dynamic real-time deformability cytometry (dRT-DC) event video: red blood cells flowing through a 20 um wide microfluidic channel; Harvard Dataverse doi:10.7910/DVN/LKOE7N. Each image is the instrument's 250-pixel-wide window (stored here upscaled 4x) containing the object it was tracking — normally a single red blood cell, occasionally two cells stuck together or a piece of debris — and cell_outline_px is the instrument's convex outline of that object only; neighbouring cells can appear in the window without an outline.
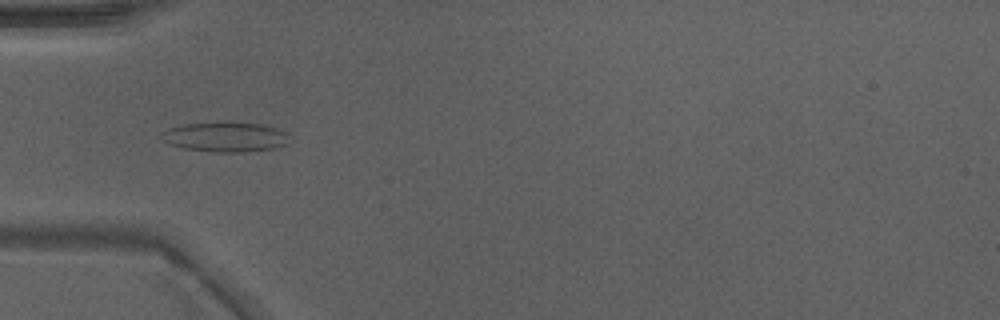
{"species": "Egyptian fruit bat (a non-hibernating species)", "species_latin": "Rousettus aegyptiacus", "temperature_condition": "warm", "stored_images_in_passage": 38, "camera_frame_rate_fps": 3000, "um_per_image_px": 0.085, "animal": {"sex": "male"}, "frame": {"image": 1, "passage_image": 6, "time_ms": 1.667, "image_size_px": [1000, 320], "cell_outline_px": [[288, 144], [272, 148], [244, 152], [212, 152], [184, 148], [172, 144], [156, 136], [160, 132], [168, 128], [180, 124], [260, 124], [288, 132]], "centroid_in_image_um": [19.11, 11.67], "position_along_channel_um": 65.9, "area_um2": 21.68}}
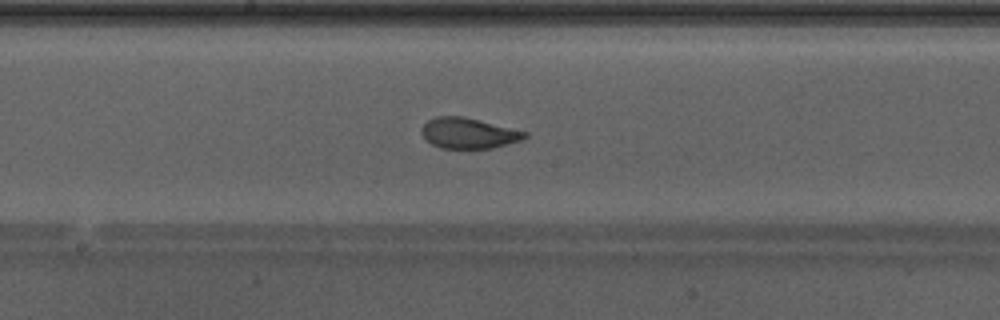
{"frame": {"image": 2, "passage_image": 16, "time_ms": 5.0, "image_size_px": [1000, 320], "cell_outline_px": [[528, 136], [520, 140], [492, 148], [440, 148], [432, 144], [420, 132], [424, 124], [428, 120], [436, 116], [464, 116], [528, 132]], "centroid_in_image_um": [39.82, 11.31], "position_along_channel_um": 208.4, "area_um2": 18.26}}
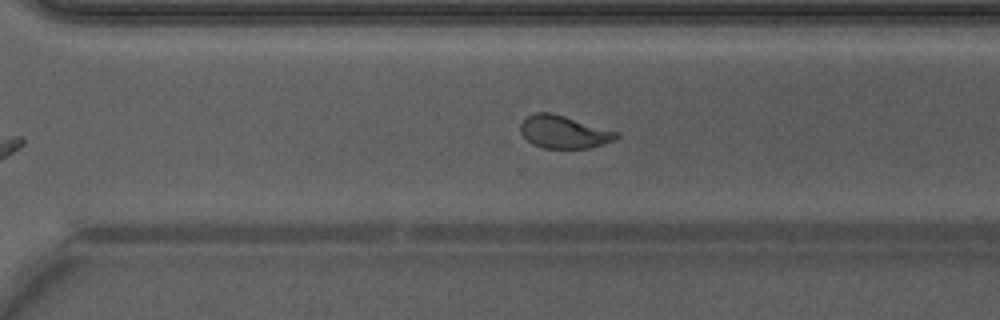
{"frame": {"image": 3, "passage_image": 24, "time_ms": 7.667, "image_size_px": [1000, 320], "cell_outline_px": [[620, 136], [616, 140], [588, 148], [544, 148], [532, 144], [520, 132], [520, 124], [528, 116], [536, 112], [552, 112], [620, 132]], "centroid_in_image_um": [47.96, 11.21], "position_along_channel_um": 322.6, "area_um2": 18.38}, "authors_computed_cell_mechanics": {"area_um2": 19.6809, "velocity_mm_per_s": 4.3018, "shape_relaxation_time_tau1_ms": 4.428, "shape_relaxation_time_tau2_ms": 0.7795, "deformation_change_tau1": 0.1627, "deformation_change_tau2": 0.0584}}